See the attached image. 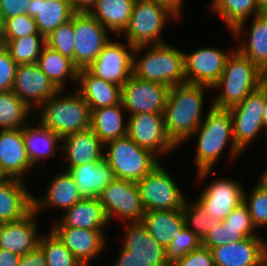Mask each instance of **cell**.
<instances>
[{
	"label": "cell",
	"mask_w": 267,
	"mask_h": 266,
	"mask_svg": "<svg viewBox=\"0 0 267 266\" xmlns=\"http://www.w3.org/2000/svg\"><path fill=\"white\" fill-rule=\"evenodd\" d=\"M208 89L212 88L187 82L169 88L164 123L168 136L177 147L190 140L203 122L204 92Z\"/></svg>",
	"instance_id": "obj_1"
},
{
	"label": "cell",
	"mask_w": 267,
	"mask_h": 266,
	"mask_svg": "<svg viewBox=\"0 0 267 266\" xmlns=\"http://www.w3.org/2000/svg\"><path fill=\"white\" fill-rule=\"evenodd\" d=\"M210 107L203 122L190 137L193 138V135H198L195 160L199 179L208 176L226 145L230 142L229 155L231 160L242 153L235 144L229 109L217 108L212 104Z\"/></svg>",
	"instance_id": "obj_2"
},
{
	"label": "cell",
	"mask_w": 267,
	"mask_h": 266,
	"mask_svg": "<svg viewBox=\"0 0 267 266\" xmlns=\"http://www.w3.org/2000/svg\"><path fill=\"white\" fill-rule=\"evenodd\" d=\"M150 46V50H147L140 59L138 54L142 53L144 48H148L146 45L134 47L132 75L141 80L159 82L169 87L186 83L184 52L168 43Z\"/></svg>",
	"instance_id": "obj_3"
},
{
	"label": "cell",
	"mask_w": 267,
	"mask_h": 266,
	"mask_svg": "<svg viewBox=\"0 0 267 266\" xmlns=\"http://www.w3.org/2000/svg\"><path fill=\"white\" fill-rule=\"evenodd\" d=\"M63 91L59 90L39 107V124L61 139L91 126V109L85 99L77 90L66 96H62Z\"/></svg>",
	"instance_id": "obj_4"
},
{
	"label": "cell",
	"mask_w": 267,
	"mask_h": 266,
	"mask_svg": "<svg viewBox=\"0 0 267 266\" xmlns=\"http://www.w3.org/2000/svg\"><path fill=\"white\" fill-rule=\"evenodd\" d=\"M261 70L238 50L227 58L225 68L217 83L212 87L221 88L212 106L230 109L240 104L253 90L259 87Z\"/></svg>",
	"instance_id": "obj_5"
},
{
	"label": "cell",
	"mask_w": 267,
	"mask_h": 266,
	"mask_svg": "<svg viewBox=\"0 0 267 266\" xmlns=\"http://www.w3.org/2000/svg\"><path fill=\"white\" fill-rule=\"evenodd\" d=\"M105 148L104 158L117 179L138 182L160 164L158 156L127 135L107 142Z\"/></svg>",
	"instance_id": "obj_6"
},
{
	"label": "cell",
	"mask_w": 267,
	"mask_h": 266,
	"mask_svg": "<svg viewBox=\"0 0 267 266\" xmlns=\"http://www.w3.org/2000/svg\"><path fill=\"white\" fill-rule=\"evenodd\" d=\"M170 18L177 19L164 6L150 0H135L129 25L124 31L127 42L133 47L165 43L160 36Z\"/></svg>",
	"instance_id": "obj_7"
},
{
	"label": "cell",
	"mask_w": 267,
	"mask_h": 266,
	"mask_svg": "<svg viewBox=\"0 0 267 266\" xmlns=\"http://www.w3.org/2000/svg\"><path fill=\"white\" fill-rule=\"evenodd\" d=\"M145 211L179 210L185 198L162 164L136 182Z\"/></svg>",
	"instance_id": "obj_8"
},
{
	"label": "cell",
	"mask_w": 267,
	"mask_h": 266,
	"mask_svg": "<svg viewBox=\"0 0 267 266\" xmlns=\"http://www.w3.org/2000/svg\"><path fill=\"white\" fill-rule=\"evenodd\" d=\"M98 199L109 221L116 216L127 223L142 221L145 209L136 182L115 178Z\"/></svg>",
	"instance_id": "obj_9"
},
{
	"label": "cell",
	"mask_w": 267,
	"mask_h": 266,
	"mask_svg": "<svg viewBox=\"0 0 267 266\" xmlns=\"http://www.w3.org/2000/svg\"><path fill=\"white\" fill-rule=\"evenodd\" d=\"M73 28L74 65L78 69L87 68L110 41L109 30L89 12H75Z\"/></svg>",
	"instance_id": "obj_10"
},
{
	"label": "cell",
	"mask_w": 267,
	"mask_h": 266,
	"mask_svg": "<svg viewBox=\"0 0 267 266\" xmlns=\"http://www.w3.org/2000/svg\"><path fill=\"white\" fill-rule=\"evenodd\" d=\"M264 105L265 96L258 87L240 104L229 109L233 123V137L236 147L241 152L264 129Z\"/></svg>",
	"instance_id": "obj_11"
},
{
	"label": "cell",
	"mask_w": 267,
	"mask_h": 266,
	"mask_svg": "<svg viewBox=\"0 0 267 266\" xmlns=\"http://www.w3.org/2000/svg\"><path fill=\"white\" fill-rule=\"evenodd\" d=\"M129 117L127 136L139 147L150 150L156 156H163L177 148L167 134L163 113H139Z\"/></svg>",
	"instance_id": "obj_12"
},
{
	"label": "cell",
	"mask_w": 267,
	"mask_h": 266,
	"mask_svg": "<svg viewBox=\"0 0 267 266\" xmlns=\"http://www.w3.org/2000/svg\"><path fill=\"white\" fill-rule=\"evenodd\" d=\"M169 86L153 81L138 79L131 75L122 86V98L124 110L130 115L139 113H163Z\"/></svg>",
	"instance_id": "obj_13"
},
{
	"label": "cell",
	"mask_w": 267,
	"mask_h": 266,
	"mask_svg": "<svg viewBox=\"0 0 267 266\" xmlns=\"http://www.w3.org/2000/svg\"><path fill=\"white\" fill-rule=\"evenodd\" d=\"M133 50L128 42L120 44L110 40L86 69L96 77L122 87L132 75Z\"/></svg>",
	"instance_id": "obj_14"
},
{
	"label": "cell",
	"mask_w": 267,
	"mask_h": 266,
	"mask_svg": "<svg viewBox=\"0 0 267 266\" xmlns=\"http://www.w3.org/2000/svg\"><path fill=\"white\" fill-rule=\"evenodd\" d=\"M59 88L42 72L37 62L19 64L12 91L32 110L53 97Z\"/></svg>",
	"instance_id": "obj_15"
},
{
	"label": "cell",
	"mask_w": 267,
	"mask_h": 266,
	"mask_svg": "<svg viewBox=\"0 0 267 266\" xmlns=\"http://www.w3.org/2000/svg\"><path fill=\"white\" fill-rule=\"evenodd\" d=\"M229 53L219 48H199L185 55V77L187 83L213 87L223 73Z\"/></svg>",
	"instance_id": "obj_16"
},
{
	"label": "cell",
	"mask_w": 267,
	"mask_h": 266,
	"mask_svg": "<svg viewBox=\"0 0 267 266\" xmlns=\"http://www.w3.org/2000/svg\"><path fill=\"white\" fill-rule=\"evenodd\" d=\"M208 185L196 200L211 217L224 221L234 209L243 203L244 189L239 182L227 178L217 179Z\"/></svg>",
	"instance_id": "obj_17"
},
{
	"label": "cell",
	"mask_w": 267,
	"mask_h": 266,
	"mask_svg": "<svg viewBox=\"0 0 267 266\" xmlns=\"http://www.w3.org/2000/svg\"><path fill=\"white\" fill-rule=\"evenodd\" d=\"M70 252L84 265L96 258L105 249V231L72 227H52L50 229Z\"/></svg>",
	"instance_id": "obj_18"
},
{
	"label": "cell",
	"mask_w": 267,
	"mask_h": 266,
	"mask_svg": "<svg viewBox=\"0 0 267 266\" xmlns=\"http://www.w3.org/2000/svg\"><path fill=\"white\" fill-rule=\"evenodd\" d=\"M32 167L26 153L23 128L0 130L1 173L7 178L24 181V175H26Z\"/></svg>",
	"instance_id": "obj_19"
},
{
	"label": "cell",
	"mask_w": 267,
	"mask_h": 266,
	"mask_svg": "<svg viewBox=\"0 0 267 266\" xmlns=\"http://www.w3.org/2000/svg\"><path fill=\"white\" fill-rule=\"evenodd\" d=\"M36 215L32 210L20 220L0 223V248L19 256L37 248L41 236L37 233Z\"/></svg>",
	"instance_id": "obj_20"
},
{
	"label": "cell",
	"mask_w": 267,
	"mask_h": 266,
	"mask_svg": "<svg viewBox=\"0 0 267 266\" xmlns=\"http://www.w3.org/2000/svg\"><path fill=\"white\" fill-rule=\"evenodd\" d=\"M264 242L261 237H247L212 248L214 265L263 266Z\"/></svg>",
	"instance_id": "obj_21"
},
{
	"label": "cell",
	"mask_w": 267,
	"mask_h": 266,
	"mask_svg": "<svg viewBox=\"0 0 267 266\" xmlns=\"http://www.w3.org/2000/svg\"><path fill=\"white\" fill-rule=\"evenodd\" d=\"M61 150L65 151L68 167L72 168L104 158L105 144L91 128L65 136L61 139Z\"/></svg>",
	"instance_id": "obj_22"
},
{
	"label": "cell",
	"mask_w": 267,
	"mask_h": 266,
	"mask_svg": "<svg viewBox=\"0 0 267 266\" xmlns=\"http://www.w3.org/2000/svg\"><path fill=\"white\" fill-rule=\"evenodd\" d=\"M24 181L5 177L0 182V223L20 220L33 210V194Z\"/></svg>",
	"instance_id": "obj_23"
},
{
	"label": "cell",
	"mask_w": 267,
	"mask_h": 266,
	"mask_svg": "<svg viewBox=\"0 0 267 266\" xmlns=\"http://www.w3.org/2000/svg\"><path fill=\"white\" fill-rule=\"evenodd\" d=\"M77 83L79 84L76 90L91 110L121 103L122 87L96 77L86 68L78 70Z\"/></svg>",
	"instance_id": "obj_24"
},
{
	"label": "cell",
	"mask_w": 267,
	"mask_h": 266,
	"mask_svg": "<svg viewBox=\"0 0 267 266\" xmlns=\"http://www.w3.org/2000/svg\"><path fill=\"white\" fill-rule=\"evenodd\" d=\"M125 232L122 248L132 252L135 257L147 260L151 266H170L166 247L157 243L142 222L127 224Z\"/></svg>",
	"instance_id": "obj_25"
},
{
	"label": "cell",
	"mask_w": 267,
	"mask_h": 266,
	"mask_svg": "<svg viewBox=\"0 0 267 266\" xmlns=\"http://www.w3.org/2000/svg\"><path fill=\"white\" fill-rule=\"evenodd\" d=\"M75 180L81 197L96 198L116 177L105 158L72 168H65Z\"/></svg>",
	"instance_id": "obj_26"
},
{
	"label": "cell",
	"mask_w": 267,
	"mask_h": 266,
	"mask_svg": "<svg viewBox=\"0 0 267 266\" xmlns=\"http://www.w3.org/2000/svg\"><path fill=\"white\" fill-rule=\"evenodd\" d=\"M48 186L44 196L41 198L33 196V210L37 214L43 209L48 208L49 205L67 210L83 199L78 191L75 180L66 170L53 176Z\"/></svg>",
	"instance_id": "obj_27"
},
{
	"label": "cell",
	"mask_w": 267,
	"mask_h": 266,
	"mask_svg": "<svg viewBox=\"0 0 267 266\" xmlns=\"http://www.w3.org/2000/svg\"><path fill=\"white\" fill-rule=\"evenodd\" d=\"M110 223L98 197L84 198L67 209L59 223L52 227L104 230Z\"/></svg>",
	"instance_id": "obj_28"
},
{
	"label": "cell",
	"mask_w": 267,
	"mask_h": 266,
	"mask_svg": "<svg viewBox=\"0 0 267 266\" xmlns=\"http://www.w3.org/2000/svg\"><path fill=\"white\" fill-rule=\"evenodd\" d=\"M75 11L69 0H32L27 14L35 19L38 32L46 37L69 21Z\"/></svg>",
	"instance_id": "obj_29"
},
{
	"label": "cell",
	"mask_w": 267,
	"mask_h": 266,
	"mask_svg": "<svg viewBox=\"0 0 267 266\" xmlns=\"http://www.w3.org/2000/svg\"><path fill=\"white\" fill-rule=\"evenodd\" d=\"M211 5L235 38L243 34L245 23L253 13L259 15L267 8L265 0H213Z\"/></svg>",
	"instance_id": "obj_30"
},
{
	"label": "cell",
	"mask_w": 267,
	"mask_h": 266,
	"mask_svg": "<svg viewBox=\"0 0 267 266\" xmlns=\"http://www.w3.org/2000/svg\"><path fill=\"white\" fill-rule=\"evenodd\" d=\"M141 222L157 243L166 248L185 226L182 209L145 211Z\"/></svg>",
	"instance_id": "obj_31"
},
{
	"label": "cell",
	"mask_w": 267,
	"mask_h": 266,
	"mask_svg": "<svg viewBox=\"0 0 267 266\" xmlns=\"http://www.w3.org/2000/svg\"><path fill=\"white\" fill-rule=\"evenodd\" d=\"M135 0H97L89 13L109 32L121 35L129 25Z\"/></svg>",
	"instance_id": "obj_32"
},
{
	"label": "cell",
	"mask_w": 267,
	"mask_h": 266,
	"mask_svg": "<svg viewBox=\"0 0 267 266\" xmlns=\"http://www.w3.org/2000/svg\"><path fill=\"white\" fill-rule=\"evenodd\" d=\"M124 107L122 102L117 105L91 110L90 128L106 144L119 137L127 135L128 121L122 114Z\"/></svg>",
	"instance_id": "obj_33"
},
{
	"label": "cell",
	"mask_w": 267,
	"mask_h": 266,
	"mask_svg": "<svg viewBox=\"0 0 267 266\" xmlns=\"http://www.w3.org/2000/svg\"><path fill=\"white\" fill-rule=\"evenodd\" d=\"M31 125V126H30ZM23 127V137L27 156L33 166L50 156H55V151L61 149V138L53 131L42 127L39 123L36 127L32 124Z\"/></svg>",
	"instance_id": "obj_34"
},
{
	"label": "cell",
	"mask_w": 267,
	"mask_h": 266,
	"mask_svg": "<svg viewBox=\"0 0 267 266\" xmlns=\"http://www.w3.org/2000/svg\"><path fill=\"white\" fill-rule=\"evenodd\" d=\"M42 72L60 89H65V80L69 77L76 81L78 77V68L73 61L61 55L56 50L45 45L37 61Z\"/></svg>",
	"instance_id": "obj_35"
},
{
	"label": "cell",
	"mask_w": 267,
	"mask_h": 266,
	"mask_svg": "<svg viewBox=\"0 0 267 266\" xmlns=\"http://www.w3.org/2000/svg\"><path fill=\"white\" fill-rule=\"evenodd\" d=\"M249 41L242 42L237 49L249 58L261 71L267 69V8L254 16ZM247 43V44H246Z\"/></svg>",
	"instance_id": "obj_36"
},
{
	"label": "cell",
	"mask_w": 267,
	"mask_h": 266,
	"mask_svg": "<svg viewBox=\"0 0 267 266\" xmlns=\"http://www.w3.org/2000/svg\"><path fill=\"white\" fill-rule=\"evenodd\" d=\"M31 110L12 90L0 91V130H14L29 124ZM27 123V124H26Z\"/></svg>",
	"instance_id": "obj_37"
},
{
	"label": "cell",
	"mask_w": 267,
	"mask_h": 266,
	"mask_svg": "<svg viewBox=\"0 0 267 266\" xmlns=\"http://www.w3.org/2000/svg\"><path fill=\"white\" fill-rule=\"evenodd\" d=\"M17 65L35 63L46 45L43 35H27L18 39H0Z\"/></svg>",
	"instance_id": "obj_38"
},
{
	"label": "cell",
	"mask_w": 267,
	"mask_h": 266,
	"mask_svg": "<svg viewBox=\"0 0 267 266\" xmlns=\"http://www.w3.org/2000/svg\"><path fill=\"white\" fill-rule=\"evenodd\" d=\"M39 247L45 254L46 266H84L51 230L40 237Z\"/></svg>",
	"instance_id": "obj_39"
},
{
	"label": "cell",
	"mask_w": 267,
	"mask_h": 266,
	"mask_svg": "<svg viewBox=\"0 0 267 266\" xmlns=\"http://www.w3.org/2000/svg\"><path fill=\"white\" fill-rule=\"evenodd\" d=\"M182 212L185 226L195 233L201 241L218 221L211 217L197 200L191 204L185 201Z\"/></svg>",
	"instance_id": "obj_40"
},
{
	"label": "cell",
	"mask_w": 267,
	"mask_h": 266,
	"mask_svg": "<svg viewBox=\"0 0 267 266\" xmlns=\"http://www.w3.org/2000/svg\"><path fill=\"white\" fill-rule=\"evenodd\" d=\"M46 45L56 50L61 55L70 58L74 63V28L73 16L66 23L58 26L54 31L45 37Z\"/></svg>",
	"instance_id": "obj_41"
},
{
	"label": "cell",
	"mask_w": 267,
	"mask_h": 266,
	"mask_svg": "<svg viewBox=\"0 0 267 266\" xmlns=\"http://www.w3.org/2000/svg\"><path fill=\"white\" fill-rule=\"evenodd\" d=\"M202 241L190 229L184 226L175 236V239L167 246V262L172 266L188 253L198 249Z\"/></svg>",
	"instance_id": "obj_42"
},
{
	"label": "cell",
	"mask_w": 267,
	"mask_h": 266,
	"mask_svg": "<svg viewBox=\"0 0 267 266\" xmlns=\"http://www.w3.org/2000/svg\"><path fill=\"white\" fill-rule=\"evenodd\" d=\"M250 195L244 190L243 203L248 207L252 222L258 227L267 226V188L261 183L256 184ZM248 195V196H247Z\"/></svg>",
	"instance_id": "obj_43"
},
{
	"label": "cell",
	"mask_w": 267,
	"mask_h": 266,
	"mask_svg": "<svg viewBox=\"0 0 267 266\" xmlns=\"http://www.w3.org/2000/svg\"><path fill=\"white\" fill-rule=\"evenodd\" d=\"M27 35H41L35 19L28 14L9 18L2 23L0 39H18Z\"/></svg>",
	"instance_id": "obj_44"
},
{
	"label": "cell",
	"mask_w": 267,
	"mask_h": 266,
	"mask_svg": "<svg viewBox=\"0 0 267 266\" xmlns=\"http://www.w3.org/2000/svg\"><path fill=\"white\" fill-rule=\"evenodd\" d=\"M244 239L246 237L241 233V228L229 227L224 221H217L202 241V246L211 250L217 246Z\"/></svg>",
	"instance_id": "obj_45"
},
{
	"label": "cell",
	"mask_w": 267,
	"mask_h": 266,
	"mask_svg": "<svg viewBox=\"0 0 267 266\" xmlns=\"http://www.w3.org/2000/svg\"><path fill=\"white\" fill-rule=\"evenodd\" d=\"M227 226L241 228V233L247 237H259L252 222L248 207L242 203L224 220ZM256 233V234H255Z\"/></svg>",
	"instance_id": "obj_46"
},
{
	"label": "cell",
	"mask_w": 267,
	"mask_h": 266,
	"mask_svg": "<svg viewBox=\"0 0 267 266\" xmlns=\"http://www.w3.org/2000/svg\"><path fill=\"white\" fill-rule=\"evenodd\" d=\"M17 66L8 50L0 44V91L12 90Z\"/></svg>",
	"instance_id": "obj_47"
},
{
	"label": "cell",
	"mask_w": 267,
	"mask_h": 266,
	"mask_svg": "<svg viewBox=\"0 0 267 266\" xmlns=\"http://www.w3.org/2000/svg\"><path fill=\"white\" fill-rule=\"evenodd\" d=\"M172 266H215L212 251L202 245L182 257Z\"/></svg>",
	"instance_id": "obj_48"
},
{
	"label": "cell",
	"mask_w": 267,
	"mask_h": 266,
	"mask_svg": "<svg viewBox=\"0 0 267 266\" xmlns=\"http://www.w3.org/2000/svg\"><path fill=\"white\" fill-rule=\"evenodd\" d=\"M31 1L32 0H0L1 23L9 18L27 14V8Z\"/></svg>",
	"instance_id": "obj_49"
},
{
	"label": "cell",
	"mask_w": 267,
	"mask_h": 266,
	"mask_svg": "<svg viewBox=\"0 0 267 266\" xmlns=\"http://www.w3.org/2000/svg\"><path fill=\"white\" fill-rule=\"evenodd\" d=\"M18 266H46V257L43 250L38 246L22 255Z\"/></svg>",
	"instance_id": "obj_50"
},
{
	"label": "cell",
	"mask_w": 267,
	"mask_h": 266,
	"mask_svg": "<svg viewBox=\"0 0 267 266\" xmlns=\"http://www.w3.org/2000/svg\"><path fill=\"white\" fill-rule=\"evenodd\" d=\"M120 258L114 266H151L147 260L135 257L132 252L121 247Z\"/></svg>",
	"instance_id": "obj_51"
},
{
	"label": "cell",
	"mask_w": 267,
	"mask_h": 266,
	"mask_svg": "<svg viewBox=\"0 0 267 266\" xmlns=\"http://www.w3.org/2000/svg\"><path fill=\"white\" fill-rule=\"evenodd\" d=\"M153 1L159 5L164 6L167 8L170 12H172L175 17L180 18L182 12L181 10L183 9V1L184 0H150Z\"/></svg>",
	"instance_id": "obj_52"
},
{
	"label": "cell",
	"mask_w": 267,
	"mask_h": 266,
	"mask_svg": "<svg viewBox=\"0 0 267 266\" xmlns=\"http://www.w3.org/2000/svg\"><path fill=\"white\" fill-rule=\"evenodd\" d=\"M21 256L0 248V266H18Z\"/></svg>",
	"instance_id": "obj_53"
},
{
	"label": "cell",
	"mask_w": 267,
	"mask_h": 266,
	"mask_svg": "<svg viewBox=\"0 0 267 266\" xmlns=\"http://www.w3.org/2000/svg\"><path fill=\"white\" fill-rule=\"evenodd\" d=\"M75 12H89L97 0H69Z\"/></svg>",
	"instance_id": "obj_54"
},
{
	"label": "cell",
	"mask_w": 267,
	"mask_h": 266,
	"mask_svg": "<svg viewBox=\"0 0 267 266\" xmlns=\"http://www.w3.org/2000/svg\"><path fill=\"white\" fill-rule=\"evenodd\" d=\"M259 88L263 91L265 99H267V69L261 71L259 77Z\"/></svg>",
	"instance_id": "obj_55"
},
{
	"label": "cell",
	"mask_w": 267,
	"mask_h": 266,
	"mask_svg": "<svg viewBox=\"0 0 267 266\" xmlns=\"http://www.w3.org/2000/svg\"><path fill=\"white\" fill-rule=\"evenodd\" d=\"M260 179H259V183H261L265 188H267V169H265Z\"/></svg>",
	"instance_id": "obj_56"
},
{
	"label": "cell",
	"mask_w": 267,
	"mask_h": 266,
	"mask_svg": "<svg viewBox=\"0 0 267 266\" xmlns=\"http://www.w3.org/2000/svg\"><path fill=\"white\" fill-rule=\"evenodd\" d=\"M263 123L267 125V99H265L264 111H263Z\"/></svg>",
	"instance_id": "obj_57"
},
{
	"label": "cell",
	"mask_w": 267,
	"mask_h": 266,
	"mask_svg": "<svg viewBox=\"0 0 267 266\" xmlns=\"http://www.w3.org/2000/svg\"><path fill=\"white\" fill-rule=\"evenodd\" d=\"M263 266H267V241L264 242Z\"/></svg>",
	"instance_id": "obj_58"
},
{
	"label": "cell",
	"mask_w": 267,
	"mask_h": 266,
	"mask_svg": "<svg viewBox=\"0 0 267 266\" xmlns=\"http://www.w3.org/2000/svg\"><path fill=\"white\" fill-rule=\"evenodd\" d=\"M5 178V176L0 171V182Z\"/></svg>",
	"instance_id": "obj_59"
},
{
	"label": "cell",
	"mask_w": 267,
	"mask_h": 266,
	"mask_svg": "<svg viewBox=\"0 0 267 266\" xmlns=\"http://www.w3.org/2000/svg\"><path fill=\"white\" fill-rule=\"evenodd\" d=\"M1 30H2V23L0 21V35H1Z\"/></svg>",
	"instance_id": "obj_60"
},
{
	"label": "cell",
	"mask_w": 267,
	"mask_h": 266,
	"mask_svg": "<svg viewBox=\"0 0 267 266\" xmlns=\"http://www.w3.org/2000/svg\"><path fill=\"white\" fill-rule=\"evenodd\" d=\"M264 129L266 130L265 132L267 133V125L264 126ZM267 136V134H265Z\"/></svg>",
	"instance_id": "obj_61"
}]
</instances>
